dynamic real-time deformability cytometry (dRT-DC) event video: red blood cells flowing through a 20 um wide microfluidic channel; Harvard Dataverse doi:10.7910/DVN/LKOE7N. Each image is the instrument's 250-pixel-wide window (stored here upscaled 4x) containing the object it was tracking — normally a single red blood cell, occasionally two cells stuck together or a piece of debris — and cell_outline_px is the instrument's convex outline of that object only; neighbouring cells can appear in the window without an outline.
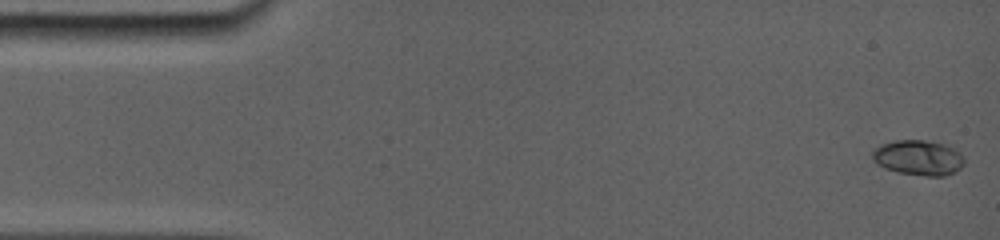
{"species": "common noctule bat (a hibernating species)", "species_latin": "Nyctalus noctula", "temperature_condition": "room temperature", "stored_images_in_passage": 10, "camera_frame_rate_fps": 5000, "um_per_image_px": 0.085, "animal": {"sex": "female", "body_mass_g": 19.0, "forearm_length_mm": 56.7}, "frame": {"image": 1, "passage_image": 1, "time_ms": 0.0, "image_size_px": [1000, 240], "cell_outline_px": [[960, 164], [952, 172], [944, 176], [928, 176], [900, 172], [888, 168], [880, 164], [876, 160], [876, 152], [880, 148], [888, 144], [900, 140], [920, 140], [936, 144], [944, 148], [960, 160]], "centroid_in_image_um": [77.98, 13.45], "position_along_channel_um": 7.0, "area_um2": 16.36}}
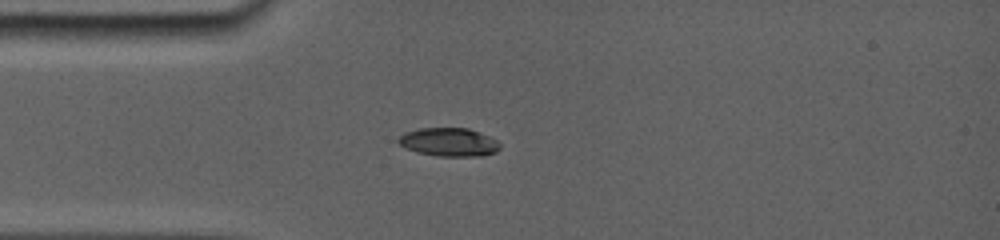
{"frame": {"image": 2, "passage_image": 9, "time_ms": 4.0, "image_size_px": [1000, 240], "cell_outline_px": [[500, 148], [496, 152], [480, 156], [440, 156], [420, 152], [408, 148], [400, 144], [400, 136], [408, 132], [420, 128], [468, 128], [484, 136]], "centroid_in_image_um": [38.11, 12.08], "position_along_channel_um": 46.9, "area_um2": 15.84}}